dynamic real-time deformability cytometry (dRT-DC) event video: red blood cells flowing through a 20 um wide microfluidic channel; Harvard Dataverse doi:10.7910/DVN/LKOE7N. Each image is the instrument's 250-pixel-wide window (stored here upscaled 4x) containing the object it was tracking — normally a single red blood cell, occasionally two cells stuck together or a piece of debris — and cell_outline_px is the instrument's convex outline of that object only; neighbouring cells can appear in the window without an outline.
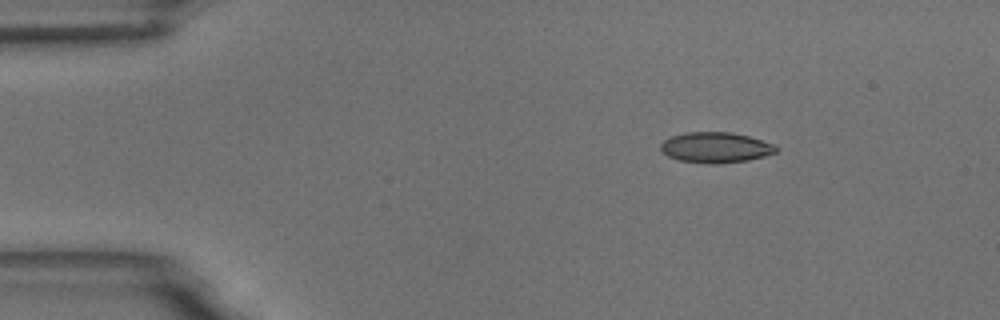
{"species": "common noctule bat (a hibernating species)", "species_latin": "Nyctalus noctula", "temperature_condition": "room temperature", "stored_images_in_passage": 48, "camera_frame_rate_fps": 3000, "um_per_image_px": 0.085, "animal": {"sex": "male", "body_mass_g": 18.8}, "frame": {"image": 1, "passage_image": 1, "time_ms": 0.0, "image_size_px": [1000, 320], "cell_outline_px": [[776, 152], [764, 156], [748, 160], [712, 164], [680, 160], [668, 156], [660, 148], [660, 144], [664, 140], [672, 136], [688, 132], [732, 132], [748, 136], [776, 144]], "centroid_in_image_um": [60.84, 12.53], "position_along_channel_um": 24.2, "area_um2": 20.35}}
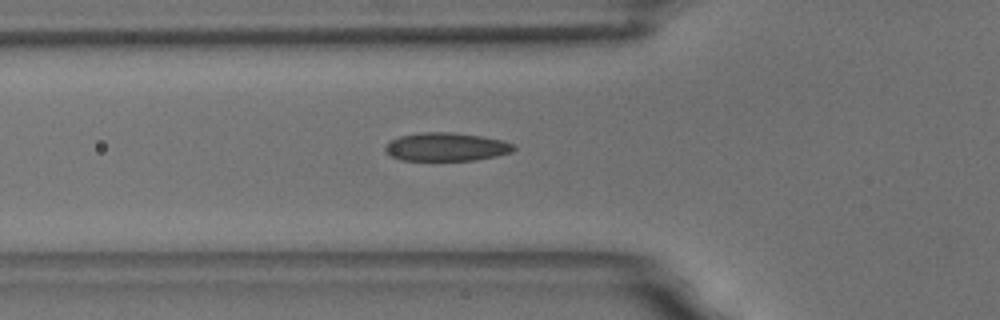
{"frame": {"image": 2, "passage_image": 12, "time_ms": 3.667, "image_size_px": [1000, 320], "cell_outline_px": [[516, 148], [512, 152], [496, 156], [476, 160], [400, 160], [388, 156], [384, 152], [384, 148], [388, 140], [400, 136], [420, 132], [452, 132], [480, 136], [500, 140], [512, 144]], "centroid_in_image_um": [37.85, 12.49], "position_along_channel_um": 88.0, "area_um2": 21.39}}
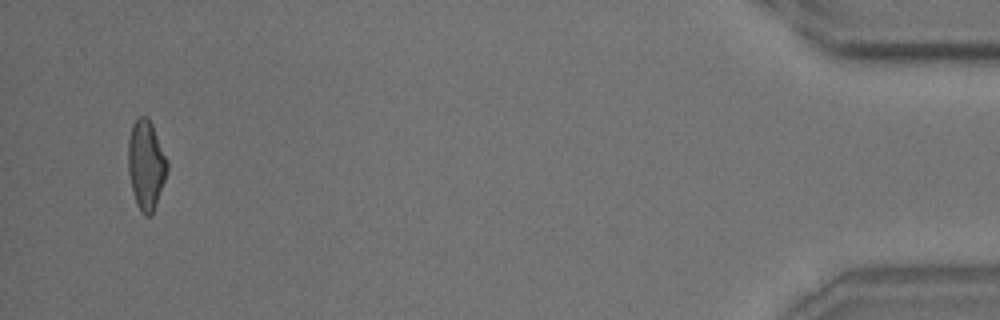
{"frame": {"image": 3, "passage_image": 46, "time_ms": 15.0, "image_size_px": [1000, 320], "cell_outline_px": [[168, 172], [152, 216], [144, 216], [140, 212], [136, 204], [132, 192], [128, 172], [128, 140], [132, 124], [140, 116], [148, 116], [152, 124], [168, 160]], "centroid_in_image_um": [12.42, 14.05], "position_along_channel_um": 422.8, "area_um2": 20.75}, "authors_computed_cell_mechanics": {"area_um2": 20.5768, "velocity_mm_per_s": 3.6613, "shape_relaxation_time_tau1_ms": 6.7624, "shape_relaxation_time_tau2_ms": 1.6035, "deformation_change_tau1": 0.1778, "deformation_change_tau2": 0.0772}}